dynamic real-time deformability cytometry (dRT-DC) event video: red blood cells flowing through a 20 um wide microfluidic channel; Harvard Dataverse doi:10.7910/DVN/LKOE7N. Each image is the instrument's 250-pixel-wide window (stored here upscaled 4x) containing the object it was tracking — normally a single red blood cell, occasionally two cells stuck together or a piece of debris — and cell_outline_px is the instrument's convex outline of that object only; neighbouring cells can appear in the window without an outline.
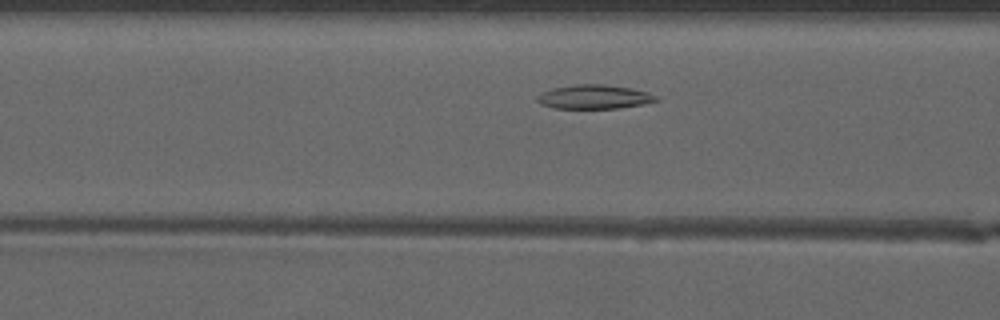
{"species": "common noctule bat (a hibernating species)", "species_latin": "Nyctalus noctula", "temperature_condition": "warm", "stored_images_in_passage": 35, "camera_frame_rate_fps": 3000, "um_per_image_px": 0.085, "animal": {"sex": "male", "forearm_length_mm": 52.5}, "frame": {"image": 1, "passage_image": 11, "time_ms": 3.333, "image_size_px": [1000, 320], "cell_outline_px": [[660, 100], [644, 104], [616, 108], [552, 108], [540, 104], [536, 100], [536, 96], [552, 88], [576, 84], [604, 84], [632, 88], [648, 92], [656, 96]], "centroid_in_image_um": [50.5, 8.23], "position_along_channel_um": 116.1, "area_um2": 16.7}}
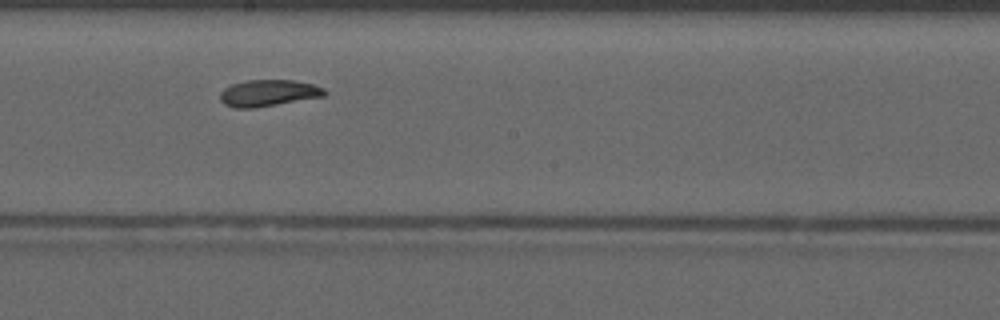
{"frame": {"image": 2, "passage_image": 19, "time_ms": 6.0, "image_size_px": [1000, 320], "cell_outline_px": [[328, 92], [324, 96], [252, 108], [236, 108], [224, 104], [220, 100], [220, 92], [224, 88], [232, 84], [248, 80], [292, 80], [312, 84], [324, 88]], "centroid_in_image_um": [22.8, 7.9], "position_along_channel_um": 225.4, "area_um2": 16.01}}
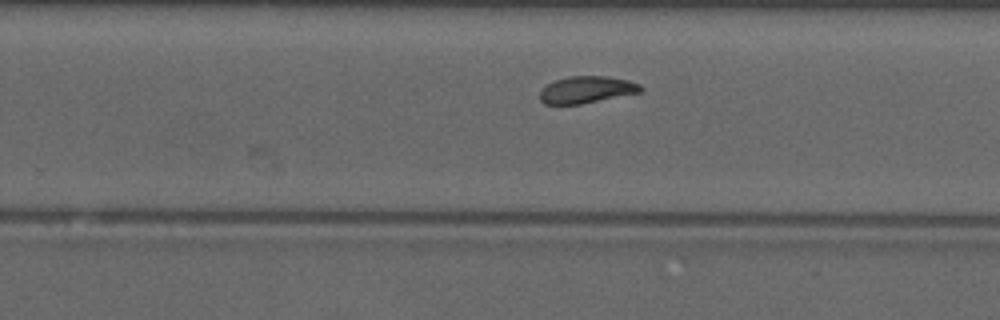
{"frame": {"image": 3, "passage_image": 23, "time_ms": 7.333, "image_size_px": [1000, 320], "cell_outline_px": [[644, 88], [640, 92], [580, 104], [544, 104], [540, 100], [540, 92], [548, 84], [556, 80], [572, 76], [608, 76], [628, 80], [640, 84]], "centroid_in_image_um": [49.88, 7.62], "position_along_channel_um": 279.9, "area_um2": 15.61}, "authors_computed_cell_mechanics": {"area_um2": 16.6464, "velocity_mm_per_s": 4.1113, "shape_relaxation_time_tau1_ms": 9.4996, "shape_relaxation_time_tau2_ms": 2.921, "deformation_change_tau1": 0.204, "deformation_change_tau2": 0.08}}